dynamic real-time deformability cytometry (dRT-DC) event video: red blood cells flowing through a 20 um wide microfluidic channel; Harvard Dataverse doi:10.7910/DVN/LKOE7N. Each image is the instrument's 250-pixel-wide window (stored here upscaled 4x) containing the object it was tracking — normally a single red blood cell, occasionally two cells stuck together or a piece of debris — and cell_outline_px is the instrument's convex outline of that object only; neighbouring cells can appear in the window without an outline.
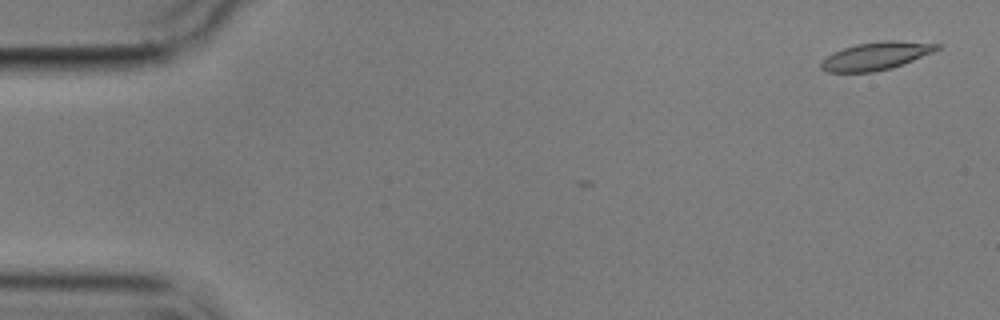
{"species": "common noctule bat (a hibernating species)", "species_latin": "Nyctalus noctula", "temperature_condition": "cold", "stored_images_in_passage": 2, "camera_frame_rate_fps": 3000, "um_per_image_px": 0.085, "animal": {"sex": "male", "body_mass_g": 17.9}, "frame": {"image": 1, "passage_image": 2, "time_ms": 1.333, "image_size_px": [1000, 320], "cell_outline_px": [[940, 48], [932, 52], [892, 68], [872, 72], [828, 72], [820, 68], [820, 64], [832, 52], [856, 44], [884, 40], [896, 40], [940, 44]], "centroid_in_image_um": [74.45, 4.75], "position_along_channel_um": 10.6, "area_um2": 18.61}}